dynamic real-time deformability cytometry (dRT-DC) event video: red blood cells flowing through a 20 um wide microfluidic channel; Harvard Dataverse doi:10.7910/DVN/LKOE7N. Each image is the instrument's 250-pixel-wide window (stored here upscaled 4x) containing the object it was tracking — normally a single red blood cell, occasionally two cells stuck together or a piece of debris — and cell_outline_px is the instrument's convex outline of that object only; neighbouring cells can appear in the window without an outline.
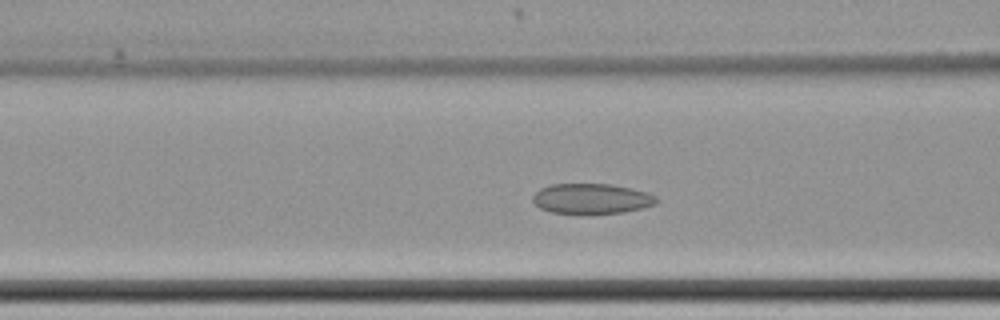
{"species": "common noctule bat (a hibernating species)", "species_latin": "Nyctalus noctula", "temperature_condition": "cold", "stored_images_in_passage": 56, "camera_frame_rate_fps": 3000, "um_per_image_px": 0.085, "animal": {"sex": "female", "body_mass_g": 22.7, "forearm_length_mm": 54.2}, "frame": {"image": 1, "passage_image": 20, "time_ms": 6.333, "image_size_px": [1000, 320], "cell_outline_px": [[660, 200], [656, 204], [644, 208], [624, 212], [588, 216], [580, 216], [552, 212], [540, 208], [532, 200], [532, 196], [540, 188], [552, 184], [612, 184], [632, 188], [648, 192], [656, 196]], "centroid_in_image_um": [50.31, 16.92], "position_along_channel_um": 116.3, "area_um2": 22.72}}
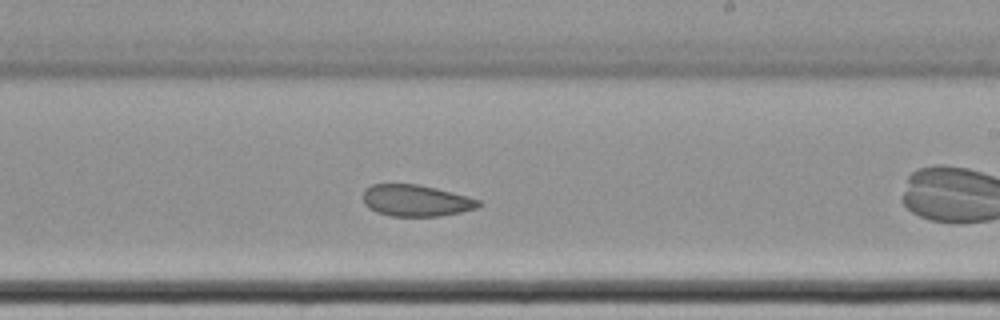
{"frame": {"image": 2, "passage_image": 32, "time_ms": 10.333, "image_size_px": [1000, 320], "cell_outline_px": [[484, 204], [476, 208], [460, 212], [440, 216], [392, 216], [376, 212], [368, 208], [364, 204], [364, 188], [372, 184], [416, 184], [436, 188], [468, 196], [480, 200]], "centroid_in_image_um": [35.36, 17.05], "position_along_channel_um": 253.6, "area_um2": 21.33}}
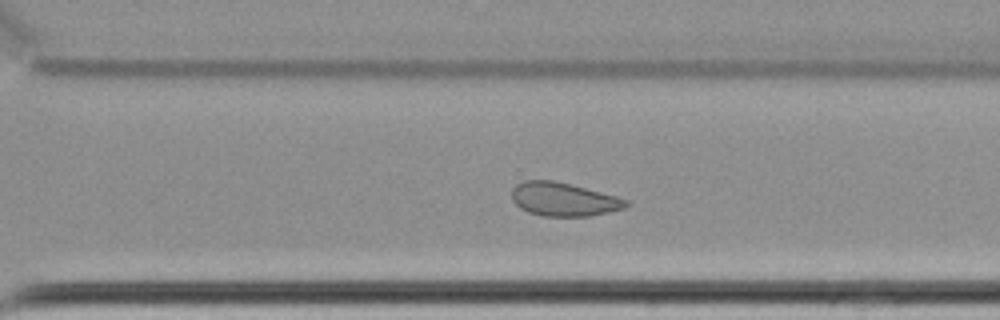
{"frame": {"image": 3, "passage_image": 38, "time_ms": 12.333, "image_size_px": [1000, 320], "cell_outline_px": [[632, 204], [624, 208], [608, 212], [588, 216], [544, 216], [528, 212], [520, 208], [512, 200], [512, 188], [516, 184], [524, 180], [552, 180], [616, 196], [628, 200]], "centroid_in_image_um": [47.89, 16.94], "position_along_channel_um": 322.7, "area_um2": 22.2}, "authors_computed_cell_mechanics": {"area_um2": 23.8714, "velocity_mm_per_s": 3.433, "shape_relaxation_time_tau1_ms": null, "shape_relaxation_time_tau2_ms": 3.6388, "deformation_change_tau1": null, "deformation_change_tau2": 0.0842}}